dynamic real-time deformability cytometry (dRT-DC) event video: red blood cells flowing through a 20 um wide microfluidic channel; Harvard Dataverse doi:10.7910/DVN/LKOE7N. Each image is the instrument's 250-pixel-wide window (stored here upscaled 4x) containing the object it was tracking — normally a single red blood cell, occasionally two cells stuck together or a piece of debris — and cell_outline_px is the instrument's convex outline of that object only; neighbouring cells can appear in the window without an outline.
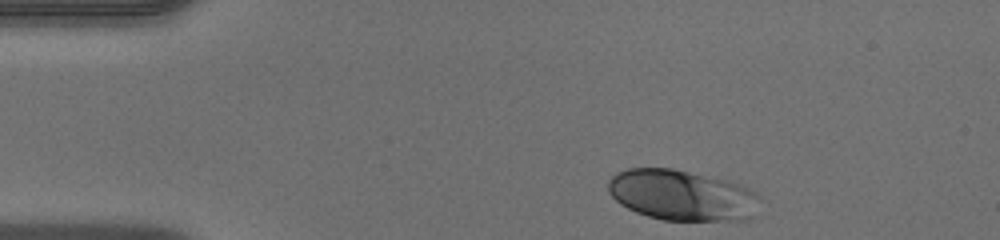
{"species": "human", "species_latin": "Homo sapiens", "temperature_condition": "warm", "stored_images_in_passage": 34, "camera_frame_rate_fps": 3000, "um_per_image_px": 0.085, "donor": {"sex": "male"}, "frame": {"image": 1, "passage_image": 1, "time_ms": 0.0, "image_size_px": [1000, 240], "cell_outline_px": [[760, 200], [752, 216], [748, 220], [664, 220], [648, 216], [636, 212], [620, 204], [608, 192], [608, 180], [616, 172], [628, 168], [672, 168], [728, 180], [740, 184], [756, 192], [760, 196]], "centroid_in_image_um": [57.96, 16.58], "position_along_channel_um": 27.0, "area_um2": 44.97}}
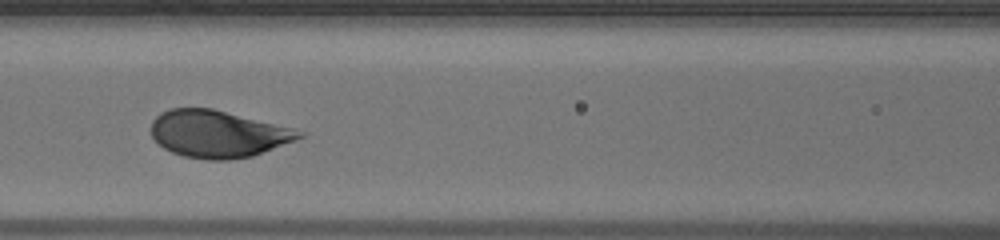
{"frame": {"image": 2, "passage_image": 14, "time_ms": 4.333, "image_size_px": [1000, 240], "cell_outline_px": [[304, 136], [296, 140], [252, 156], [232, 160], [208, 160], [184, 156], [172, 152], [164, 148], [152, 136], [152, 120], [160, 112], [168, 108], [212, 108], [292, 128], [304, 132]], "centroid_in_image_um": [18.51, 11.38], "position_along_channel_um": 148.1, "area_um2": 40.46}}
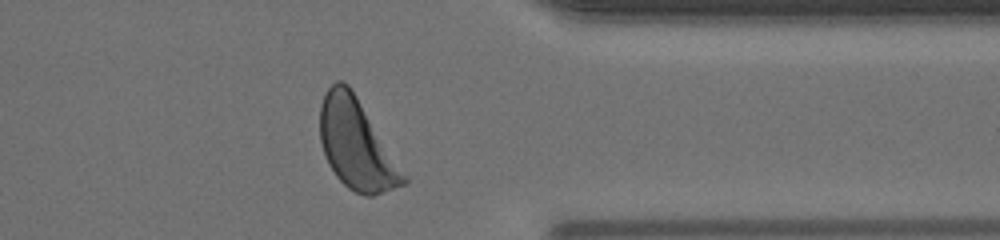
{"frame": {"image": 3, "passage_image": 31, "time_ms": 10.0, "image_size_px": [1000, 240], "cell_outline_px": [[408, 184], [372, 196], [364, 196], [348, 188], [336, 176], [328, 164], [320, 140], [320, 104], [324, 92], [336, 80], [344, 80], [348, 84], [356, 96], [408, 176]], "centroid_in_image_um": [30.31, 12.29], "position_along_channel_um": 381.1, "area_um2": 43.75}}